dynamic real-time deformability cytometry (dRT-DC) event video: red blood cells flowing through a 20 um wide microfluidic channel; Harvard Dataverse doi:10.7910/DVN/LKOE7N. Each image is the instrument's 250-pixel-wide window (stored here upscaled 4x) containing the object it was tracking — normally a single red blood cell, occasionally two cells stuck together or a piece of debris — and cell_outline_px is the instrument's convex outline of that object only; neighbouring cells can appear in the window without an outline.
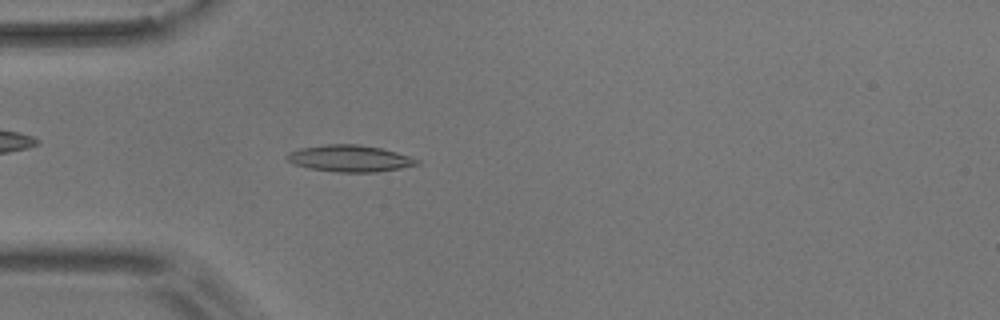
{"species": "common noctule bat (a hibernating species)", "species_latin": "Nyctalus noctula", "temperature_condition": "room temperature", "stored_images_in_passage": 5, "camera_frame_rate_fps": 3000, "um_per_image_px": 0.085, "animal": {"sex": "male", "body_mass_g": 17.9}, "frame": {"image": 1, "passage_image": 5, "time_ms": 4.667, "image_size_px": [1000, 320], "cell_outline_px": [[420, 164], [400, 168], [376, 172], [336, 172], [308, 168], [292, 164], [284, 156], [288, 152], [300, 148], [328, 144], [356, 144], [380, 148], [396, 152], [420, 160]], "centroid_in_image_um": [29.69, 13.47], "position_along_channel_um": 55.3, "area_um2": 20.17}}